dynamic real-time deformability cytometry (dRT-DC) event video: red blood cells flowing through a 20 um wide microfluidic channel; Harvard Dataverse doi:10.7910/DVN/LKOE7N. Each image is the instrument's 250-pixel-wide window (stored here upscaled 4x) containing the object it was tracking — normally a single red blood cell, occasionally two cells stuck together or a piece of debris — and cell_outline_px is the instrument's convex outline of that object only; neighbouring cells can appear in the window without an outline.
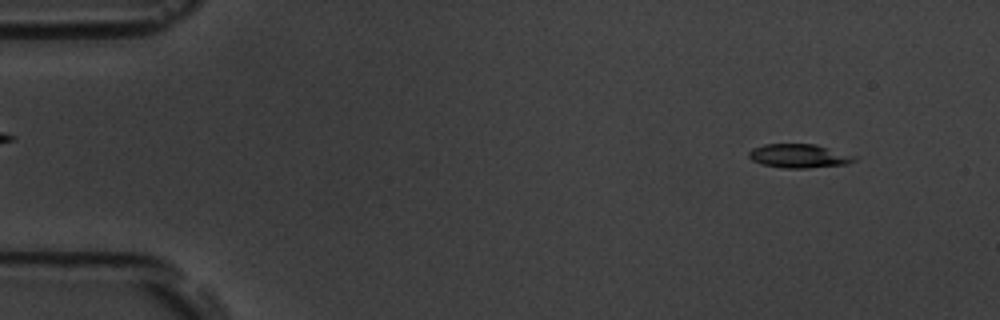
{"species": "common noctule bat (a hibernating species)", "species_latin": "Nyctalus noctula", "temperature_condition": "room temperature", "stored_images_in_passage": 54, "camera_frame_rate_fps": 3000, "um_per_image_px": 0.085, "animal": {"sex": "male", "body_mass_g": 19.5, "forearm_length_mm": 54.6}, "frame": {"image": 1, "passage_image": 5, "time_ms": 1.333, "image_size_px": [1000, 320], "cell_outline_px": [[856, 160], [848, 164], [804, 168], [784, 168], [764, 164], [752, 160], [748, 156], [748, 152], [752, 148], [764, 144], [816, 144], [856, 156]], "centroid_in_image_um": [67.92, 13.25], "position_along_channel_um": 17.1, "area_um2": 14.57}}
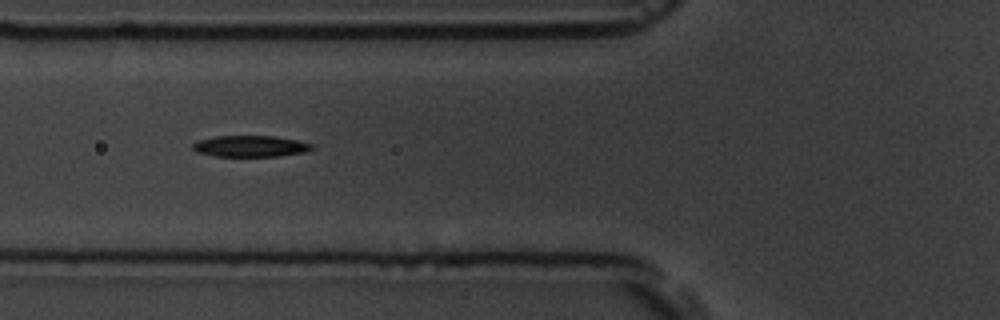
{"frame": {"image": 2, "passage_image": 20, "time_ms": 6.333, "image_size_px": [1000, 320], "cell_outline_px": [[316, 148], [304, 152], [280, 156], [216, 156], [196, 152], [192, 148], [192, 144], [196, 140], [216, 136], [276, 136], [316, 144]], "centroid_in_image_um": [21.31, 12.42], "position_along_channel_um": 104.5, "area_um2": 14.97}}
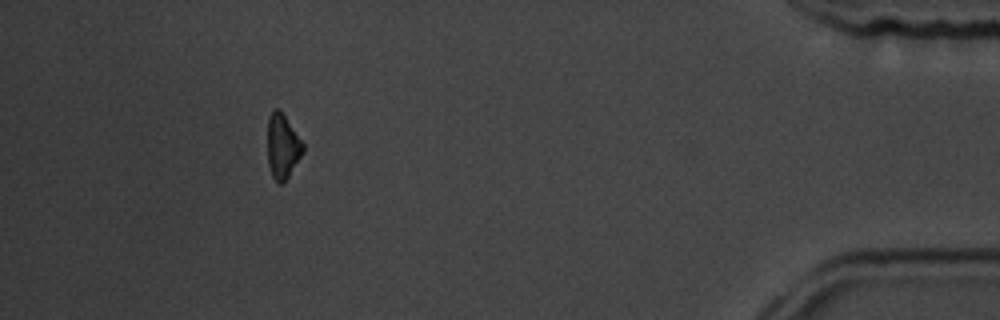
{"frame": {"image": 3, "passage_image": 49, "time_ms": 16.0, "image_size_px": [1000, 320], "cell_outline_px": [[304, 152], [284, 184], [280, 184], [272, 176], [268, 164], [268, 116], [272, 108], [280, 108], [304, 144]], "centroid_in_image_um": [24.02, 12.42], "position_along_channel_um": 411.2, "area_um2": 13.58}, "authors_computed_cell_mechanics": {"area_um2": 14.7679, "velocity_mm_per_s": 3.7887, "shape_relaxation_time_tau1_ms": 2.6014, "shape_relaxation_time_tau2_ms": 3.8691, "deformation_change_tau1": 0.1245, "deformation_change_tau2": 0.1171}}